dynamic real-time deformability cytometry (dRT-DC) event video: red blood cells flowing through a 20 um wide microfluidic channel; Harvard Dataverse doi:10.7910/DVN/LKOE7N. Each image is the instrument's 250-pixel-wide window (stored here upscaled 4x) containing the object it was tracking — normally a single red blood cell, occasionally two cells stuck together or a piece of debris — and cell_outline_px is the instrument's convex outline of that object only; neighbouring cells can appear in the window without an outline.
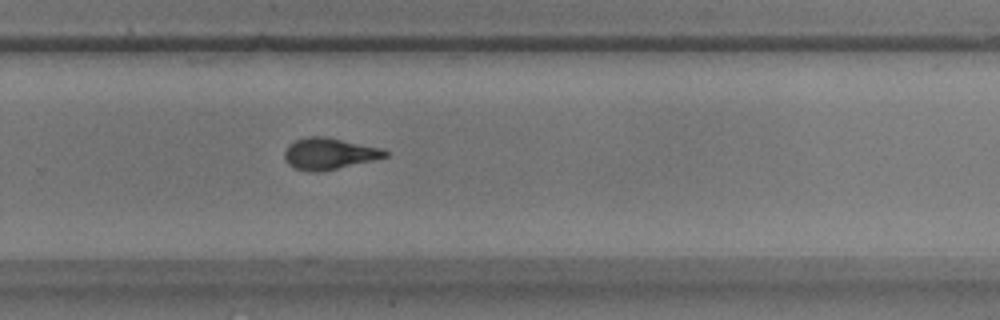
{"species": "common noctule bat (a hibernating species)", "species_latin": "Nyctalus noctula", "temperature_condition": "warm", "stored_images_in_passage": 44, "camera_frame_rate_fps": 3000, "um_per_image_px": 0.085, "animal": {"sex": "male", "body_mass_g": 17.9}, "frame": {"image": 1, "passage_image": 37, "time_ms": 12.0, "image_size_px": [1000, 320], "cell_outline_px": [[388, 156], [372, 160], [336, 168], [316, 172], [312, 172], [296, 168], [288, 164], [284, 160], [284, 152], [288, 144], [296, 140], [308, 136], [320, 136], [384, 148], [388, 152]], "centroid_in_image_um": [27.95, 13.05], "position_along_channel_um": 301.9, "area_um2": 18.15}}